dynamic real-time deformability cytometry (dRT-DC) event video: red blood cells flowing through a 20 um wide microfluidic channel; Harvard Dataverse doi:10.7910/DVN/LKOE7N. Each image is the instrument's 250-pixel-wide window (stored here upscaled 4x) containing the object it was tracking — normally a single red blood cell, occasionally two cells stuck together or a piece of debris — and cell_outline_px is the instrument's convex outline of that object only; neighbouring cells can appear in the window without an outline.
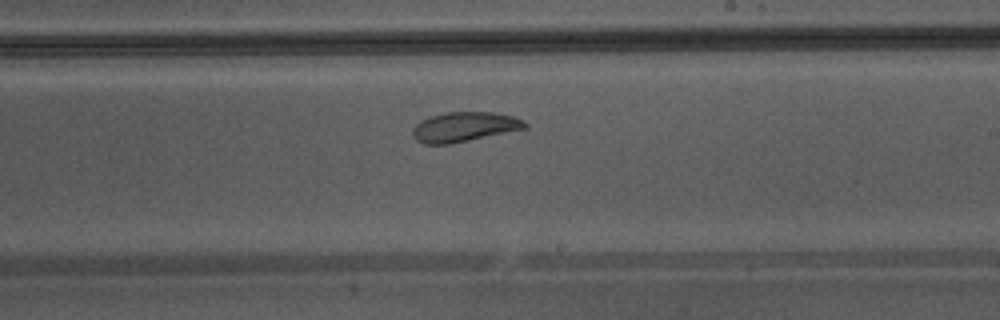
{"species": "Egyptian fruit bat (a non-hibernating species)", "species_latin": "Rousettus aegyptiacus", "temperature_condition": "warm", "stored_images_in_passage": 32, "camera_frame_rate_fps": 3000, "um_per_image_px": 0.085, "animal": {"sex": "male"}, "frame": {"image": 1, "passage_image": 14, "time_ms": 4.333, "image_size_px": [1000, 320], "cell_outline_px": [[528, 128], [448, 144], [424, 144], [416, 140], [412, 136], [412, 128], [420, 120], [444, 112], [492, 112], [512, 116], [524, 120], [528, 124]], "centroid_in_image_um": [39.45, 10.78], "position_along_channel_um": 249.5, "area_um2": 19.42}, "authors_computed_cell_mechanics": {"area_um2": 20.4323, "velocity_mm_per_s": 4.3067, "shape_relaxation_time_tau1_ms": 3.3318, "shape_relaxation_time_tau2_ms": 8.2186, "deformation_change_tau1": 0.09, "deformation_change_tau2": 0.1362}}